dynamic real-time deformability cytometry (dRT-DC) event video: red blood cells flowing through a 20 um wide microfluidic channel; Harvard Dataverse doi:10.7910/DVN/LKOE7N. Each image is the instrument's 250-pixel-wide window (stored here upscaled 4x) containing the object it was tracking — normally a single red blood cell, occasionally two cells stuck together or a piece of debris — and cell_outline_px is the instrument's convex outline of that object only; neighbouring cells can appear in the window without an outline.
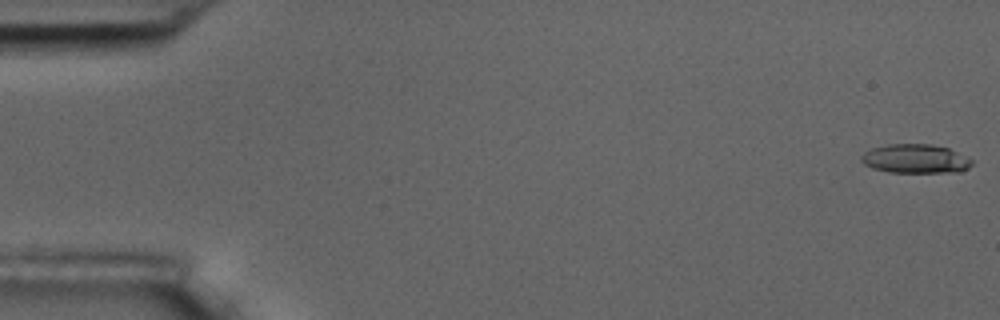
{"species": "common noctule bat (a hibernating species)", "species_latin": "Nyctalus noctula", "temperature_condition": "room temperature", "stored_images_in_passage": 55, "camera_frame_rate_fps": 3000, "um_per_image_px": 0.085, "animal": {"sex": "male", "body_mass_g": 17.5, "forearm_length_mm": 52.3}, "frame": {"image": 1, "passage_image": 1, "time_ms": 0.0, "image_size_px": [1000, 320], "cell_outline_px": [[972, 164], [968, 168], [960, 172], [888, 172], [872, 168], [864, 164], [860, 160], [860, 156], [864, 152], [872, 148], [888, 144], [932, 144], [948, 148], [972, 160]], "centroid_in_image_um": [77.77, 13.49], "position_along_channel_um": 7.2, "area_um2": 18.67}}
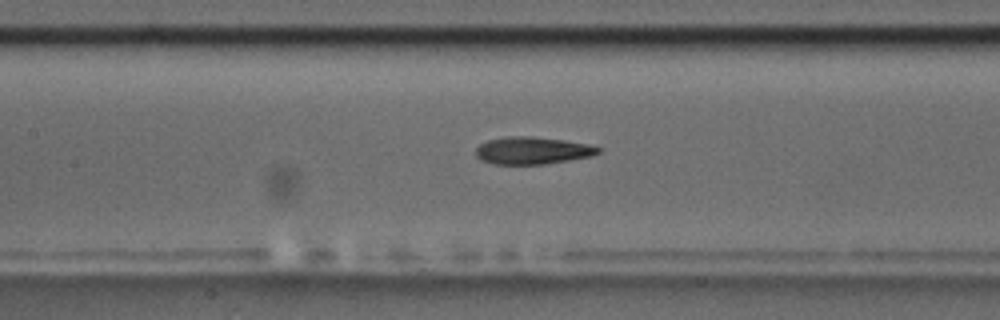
{"frame": {"image": 2, "passage_image": 26, "time_ms": 8.333, "image_size_px": [1000, 320], "cell_outline_px": [[600, 152], [592, 156], [544, 164], [496, 164], [480, 160], [476, 156], [476, 148], [480, 144], [488, 140], [508, 136], [532, 136], [564, 140], [592, 144], [600, 148]], "centroid_in_image_um": [45.27, 12.79], "position_along_channel_um": 162.1, "area_um2": 19.54}}
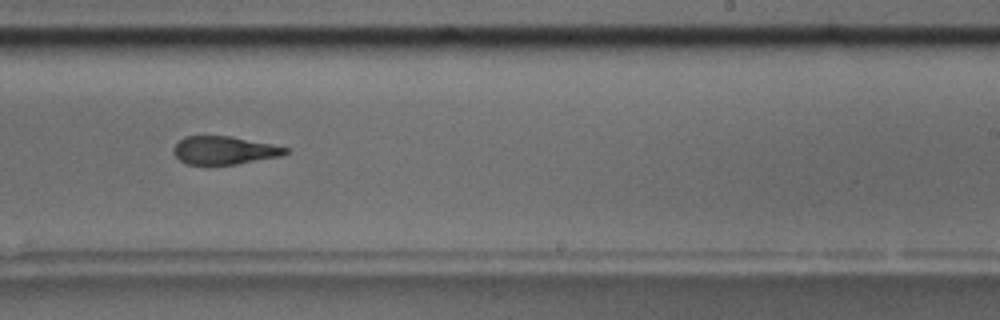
{"frame": {"image": 3, "passage_image": 35, "time_ms": 11.333, "image_size_px": [1000, 320], "cell_outline_px": [[288, 152], [280, 156], [236, 164], [188, 164], [180, 160], [172, 152], [172, 148], [184, 136], [232, 136], [272, 144], [288, 148]], "centroid_in_image_um": [19.04, 12.76], "position_along_channel_um": 270.0, "area_um2": 18.21}, "authors_computed_cell_mechanics": {"area_um2": 19.4208, "velocity_mm_per_s": 3.6122, "shape_relaxation_time_tau1_ms": 5.7576, "shape_relaxation_time_tau2_ms": 3.5748, "deformation_change_tau1": 0.1779, "deformation_change_tau2": 0.1402}}